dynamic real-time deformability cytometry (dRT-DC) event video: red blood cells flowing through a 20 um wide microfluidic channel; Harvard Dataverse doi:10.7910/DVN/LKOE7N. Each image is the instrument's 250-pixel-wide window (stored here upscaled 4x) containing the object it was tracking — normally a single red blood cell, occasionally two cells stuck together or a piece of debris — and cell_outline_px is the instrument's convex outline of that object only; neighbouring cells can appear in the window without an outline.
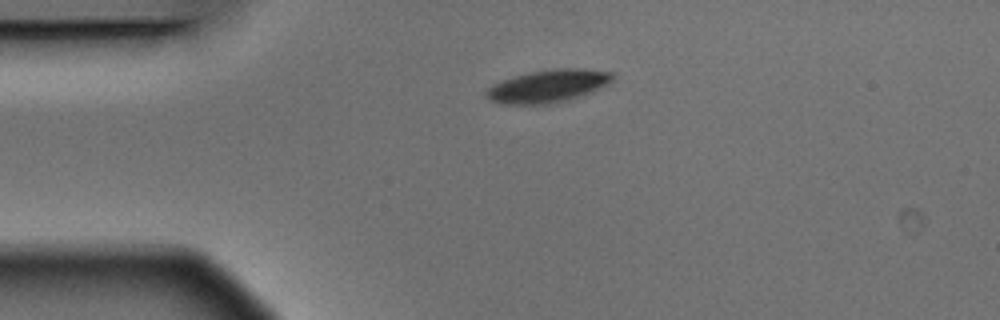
{"species": "Egyptian fruit bat (a non-hibernating species)", "species_latin": "Rousettus aegyptiacus", "temperature_condition": "warm", "stored_images_in_passage": 4, "camera_frame_rate_fps": 3000, "um_per_image_px": 0.085, "animal": {"sex": "male"}, "frame": {"image": 1, "passage_image": 1, "time_ms": 0.0, "image_size_px": [1000, 320], "cell_outline_px": [[612, 80], [600, 88], [592, 92], [568, 100], [548, 104], [504, 104], [488, 100], [484, 96], [484, 92], [492, 84], [528, 72], [556, 68], [584, 68], [612, 72]], "centroid_in_image_um": [46.55, 7.32], "position_along_channel_um": 38.4, "area_um2": 24.1}}
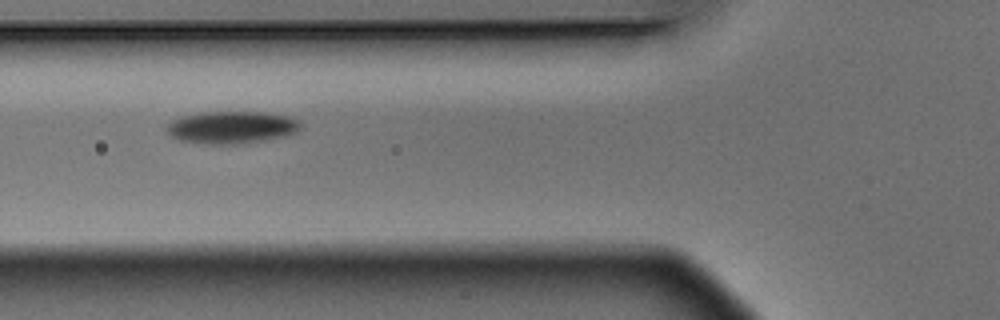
{"frame": {"image": 2, "passage_image": 3, "time_ms": 0.667, "image_size_px": [1000, 320], "cell_outline_px": [[300, 128], [296, 132], [284, 136], [244, 144], [204, 144], [180, 140], [172, 136], [168, 132], [168, 124], [172, 120], [184, 116], [204, 112], [264, 112], [288, 116], [300, 120]], "centroid_in_image_um": [19.72, 10.83], "position_along_channel_um": 106.1, "area_um2": 25.14}}
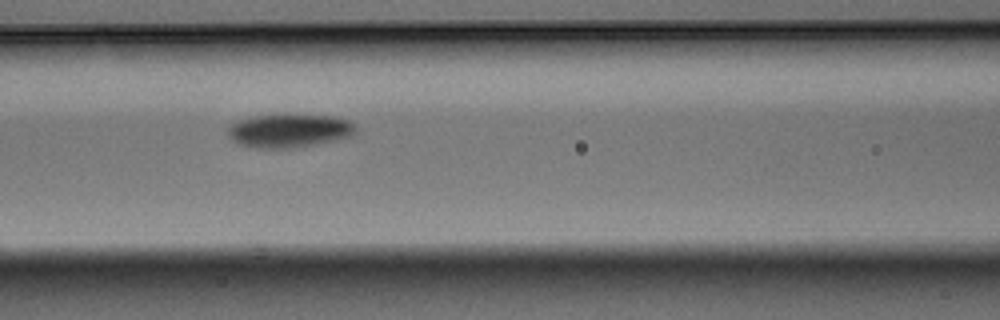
{"frame": {"image": 3, "passage_image": 4, "time_ms": 1.0, "image_size_px": [1000, 320], "cell_outline_px": [[356, 132], [348, 136], [336, 140], [288, 148], [256, 148], [240, 144], [232, 140], [228, 136], [228, 128], [232, 124], [240, 120], [256, 116], [332, 116], [348, 120], [356, 128]], "centroid_in_image_um": [24.56, 11.13], "position_along_channel_um": 142.0, "area_um2": 24.1}}